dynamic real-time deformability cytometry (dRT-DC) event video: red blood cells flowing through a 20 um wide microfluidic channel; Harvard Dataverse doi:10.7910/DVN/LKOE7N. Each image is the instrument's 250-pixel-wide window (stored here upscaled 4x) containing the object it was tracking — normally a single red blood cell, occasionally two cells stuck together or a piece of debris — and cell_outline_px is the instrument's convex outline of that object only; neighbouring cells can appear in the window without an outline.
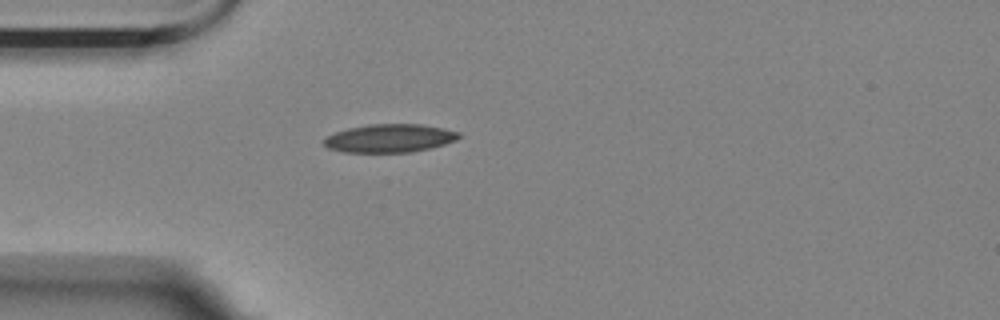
{"species": "Egyptian fruit bat (a non-hibernating species)", "species_latin": "Rousettus aegyptiacus", "temperature_condition": "room temperature", "stored_images_in_passage": 1, "camera_frame_rate_fps": 3000, "um_per_image_px": 0.085, "animal": {"sex": "female"}, "frame": {"image": 1, "passage_image": 1, "time_ms": 0.0, "image_size_px": [1000, 320], "cell_outline_px": [[460, 136], [456, 140], [432, 148], [412, 152], [344, 152], [328, 148], [324, 144], [324, 140], [328, 136], [336, 132], [348, 128], [368, 124], [420, 124], [444, 128], [460, 132]], "centroid_in_image_um": [33.15, 11.75], "position_along_channel_um": 51.9, "area_um2": 22.2}}